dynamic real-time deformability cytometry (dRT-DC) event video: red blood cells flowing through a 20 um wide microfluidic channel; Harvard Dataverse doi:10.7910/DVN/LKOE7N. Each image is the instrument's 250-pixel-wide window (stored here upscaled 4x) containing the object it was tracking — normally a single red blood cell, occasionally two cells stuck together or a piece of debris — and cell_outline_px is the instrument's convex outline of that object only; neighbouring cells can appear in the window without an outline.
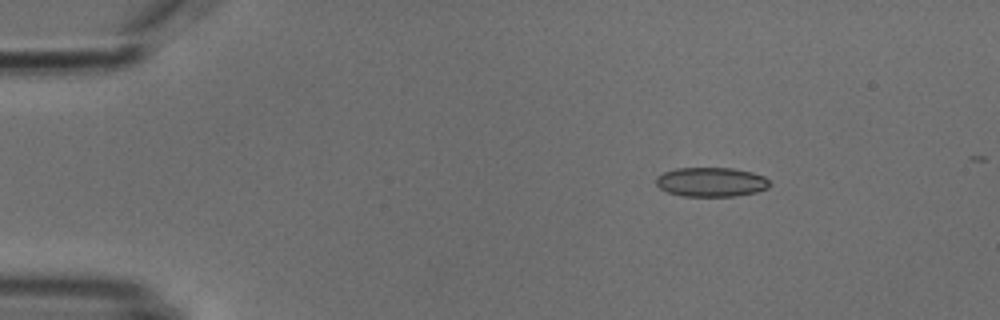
{"species": "common noctule bat (a hibernating species)", "species_latin": "Nyctalus noctula", "temperature_condition": "cold", "stored_images_in_passage": 3, "camera_frame_rate_fps": 3000, "um_per_image_px": 0.085, "animal": {"sex": "male", "body_mass_g": 18.8}, "frame": {"image": 1, "passage_image": 1, "time_ms": 0.0, "image_size_px": [1000, 320], "cell_outline_px": [[768, 188], [756, 192], [736, 196], [680, 196], [668, 192], [660, 188], [656, 184], [656, 176], [664, 172], [676, 168], [732, 168], [752, 172], [764, 176], [768, 180]], "centroid_in_image_um": [60.43, 15.47], "position_along_channel_um": 24.6, "area_um2": 19.42}}